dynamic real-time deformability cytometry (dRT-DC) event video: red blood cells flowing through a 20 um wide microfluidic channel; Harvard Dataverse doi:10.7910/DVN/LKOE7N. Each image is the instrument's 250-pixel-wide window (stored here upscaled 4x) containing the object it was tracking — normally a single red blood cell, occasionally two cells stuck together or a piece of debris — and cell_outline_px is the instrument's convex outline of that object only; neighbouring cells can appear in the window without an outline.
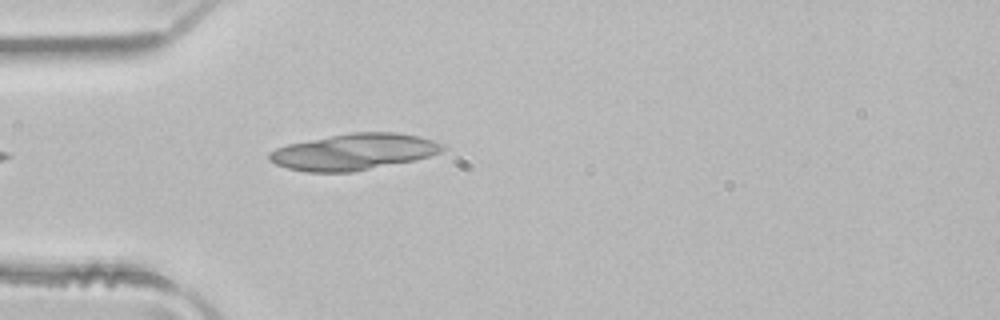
{"species": "common noctule bat (a hibernating species)", "species_latin": "Nyctalus noctula", "temperature_condition": "room temperature", "stored_images_in_passage": 1, "camera_frame_rate_fps": 3000, "um_per_image_px": 0.085, "animal": {"sex": "male", "body_mass_g": 21.5, "forearm_length_mm": 52.0}, "frame": {"image": 1, "passage_image": 1, "time_ms": 0.0, "image_size_px": [1000, 320], "cell_outline_px": [[444, 148], [440, 152], [416, 160], [352, 172], [308, 172], [288, 168], [276, 164], [268, 160], [268, 152], [276, 148], [288, 144], [352, 132], [396, 132], [420, 136], [444, 144]], "centroid_in_image_um": [30.07, 12.91], "position_along_channel_um": 54.9, "area_um2": 36.53}}